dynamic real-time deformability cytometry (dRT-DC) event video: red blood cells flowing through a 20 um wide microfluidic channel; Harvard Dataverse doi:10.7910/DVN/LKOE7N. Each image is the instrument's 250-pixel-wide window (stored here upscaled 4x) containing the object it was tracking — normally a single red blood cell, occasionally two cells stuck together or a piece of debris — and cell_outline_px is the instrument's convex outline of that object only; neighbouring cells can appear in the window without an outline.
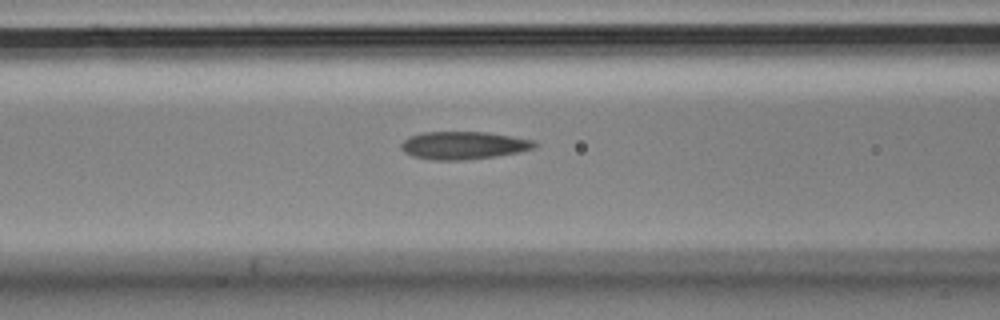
{"species": "Egyptian fruit bat (a non-hibernating species)", "species_latin": "Rousettus aegyptiacus", "temperature_condition": "cold", "stored_images_in_passage": 6, "camera_frame_rate_fps": 3000, "um_per_image_px": 0.085, "animal": {"sex": "male"}, "frame": {"image": 1, "passage_image": 6, "time_ms": 1.667, "image_size_px": [1000, 320], "cell_outline_px": [[540, 144], [536, 148], [520, 152], [496, 156], [464, 160], [432, 160], [412, 156], [404, 152], [400, 148], [400, 144], [404, 140], [412, 136], [424, 132], [488, 132], [536, 140]], "centroid_in_image_um": [39.46, 12.36], "position_along_channel_um": 127.1, "area_um2": 21.85}}